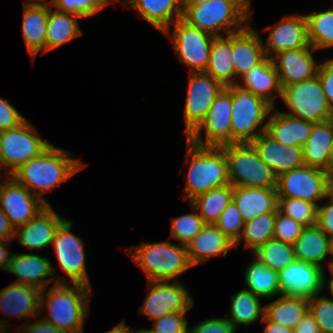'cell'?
<instances>
[{"label":"cell","instance_id":"obj_1","mask_svg":"<svg viewBox=\"0 0 333 333\" xmlns=\"http://www.w3.org/2000/svg\"><path fill=\"white\" fill-rule=\"evenodd\" d=\"M69 155L67 151L51 144L10 176L47 205H51L42 194L53 190L87 166Z\"/></svg>","mask_w":333,"mask_h":333},{"label":"cell","instance_id":"obj_2","mask_svg":"<svg viewBox=\"0 0 333 333\" xmlns=\"http://www.w3.org/2000/svg\"><path fill=\"white\" fill-rule=\"evenodd\" d=\"M91 289L92 287L82 284H73V287H70L64 279L56 278L49 289L47 287L41 292L40 313L46 307L48 309V315L41 318L62 331L84 333Z\"/></svg>","mask_w":333,"mask_h":333},{"label":"cell","instance_id":"obj_3","mask_svg":"<svg viewBox=\"0 0 333 333\" xmlns=\"http://www.w3.org/2000/svg\"><path fill=\"white\" fill-rule=\"evenodd\" d=\"M250 6V0H210L195 6H181L182 19L214 37L225 36L249 24L252 20ZM222 30L225 34L220 33Z\"/></svg>","mask_w":333,"mask_h":333},{"label":"cell","instance_id":"obj_4","mask_svg":"<svg viewBox=\"0 0 333 333\" xmlns=\"http://www.w3.org/2000/svg\"><path fill=\"white\" fill-rule=\"evenodd\" d=\"M190 157V158H189ZM185 197L190 201L213 188L230 184L227 160L222 147L201 146L187 139Z\"/></svg>","mask_w":333,"mask_h":333},{"label":"cell","instance_id":"obj_5","mask_svg":"<svg viewBox=\"0 0 333 333\" xmlns=\"http://www.w3.org/2000/svg\"><path fill=\"white\" fill-rule=\"evenodd\" d=\"M133 261L143 270L147 281H178L177 277L192 268L187 247L171 242L145 243L130 249Z\"/></svg>","mask_w":333,"mask_h":333},{"label":"cell","instance_id":"obj_6","mask_svg":"<svg viewBox=\"0 0 333 333\" xmlns=\"http://www.w3.org/2000/svg\"><path fill=\"white\" fill-rule=\"evenodd\" d=\"M224 150L229 182L234 187L276 188L278 176L250 143L228 144Z\"/></svg>","mask_w":333,"mask_h":333},{"label":"cell","instance_id":"obj_7","mask_svg":"<svg viewBox=\"0 0 333 333\" xmlns=\"http://www.w3.org/2000/svg\"><path fill=\"white\" fill-rule=\"evenodd\" d=\"M231 130L232 144L251 143L265 132L266 123L254 132L269 117L274 107L265 99L231 85Z\"/></svg>","mask_w":333,"mask_h":333},{"label":"cell","instance_id":"obj_8","mask_svg":"<svg viewBox=\"0 0 333 333\" xmlns=\"http://www.w3.org/2000/svg\"><path fill=\"white\" fill-rule=\"evenodd\" d=\"M281 99L290 109L283 112L311 123L333 119V108L328 103L318 75L282 88Z\"/></svg>","mask_w":333,"mask_h":333},{"label":"cell","instance_id":"obj_9","mask_svg":"<svg viewBox=\"0 0 333 333\" xmlns=\"http://www.w3.org/2000/svg\"><path fill=\"white\" fill-rule=\"evenodd\" d=\"M50 145L37 135L35 127L26 119L18 127L0 131V168H8L4 174L10 176Z\"/></svg>","mask_w":333,"mask_h":333},{"label":"cell","instance_id":"obj_10","mask_svg":"<svg viewBox=\"0 0 333 333\" xmlns=\"http://www.w3.org/2000/svg\"><path fill=\"white\" fill-rule=\"evenodd\" d=\"M231 112V85H229L217 95L205 119L187 139L201 146L221 147L232 144ZM203 129L206 135L205 141L201 137Z\"/></svg>","mask_w":333,"mask_h":333},{"label":"cell","instance_id":"obj_11","mask_svg":"<svg viewBox=\"0 0 333 333\" xmlns=\"http://www.w3.org/2000/svg\"><path fill=\"white\" fill-rule=\"evenodd\" d=\"M329 174L320 168L304 165L278 176V198H297L316 205L326 199Z\"/></svg>","mask_w":333,"mask_h":333},{"label":"cell","instance_id":"obj_12","mask_svg":"<svg viewBox=\"0 0 333 333\" xmlns=\"http://www.w3.org/2000/svg\"><path fill=\"white\" fill-rule=\"evenodd\" d=\"M150 289L139 312L151 321L173 312H188L194 305L192 295L180 281H148Z\"/></svg>","mask_w":333,"mask_h":333},{"label":"cell","instance_id":"obj_13","mask_svg":"<svg viewBox=\"0 0 333 333\" xmlns=\"http://www.w3.org/2000/svg\"><path fill=\"white\" fill-rule=\"evenodd\" d=\"M173 49L181 62L191 70L205 72L214 36L189 25L182 18L174 23Z\"/></svg>","mask_w":333,"mask_h":333},{"label":"cell","instance_id":"obj_14","mask_svg":"<svg viewBox=\"0 0 333 333\" xmlns=\"http://www.w3.org/2000/svg\"><path fill=\"white\" fill-rule=\"evenodd\" d=\"M188 92L184 107L186 136L205 119L217 95L225 87L205 72H189Z\"/></svg>","mask_w":333,"mask_h":333},{"label":"cell","instance_id":"obj_15","mask_svg":"<svg viewBox=\"0 0 333 333\" xmlns=\"http://www.w3.org/2000/svg\"><path fill=\"white\" fill-rule=\"evenodd\" d=\"M73 222L65 220L57 229L52 242L57 261L72 284L91 287L86 270L84 243L70 230Z\"/></svg>","mask_w":333,"mask_h":333},{"label":"cell","instance_id":"obj_16","mask_svg":"<svg viewBox=\"0 0 333 333\" xmlns=\"http://www.w3.org/2000/svg\"><path fill=\"white\" fill-rule=\"evenodd\" d=\"M325 271L318 265L295 260L278 272L280 295L308 300L320 295L327 281Z\"/></svg>","mask_w":333,"mask_h":333},{"label":"cell","instance_id":"obj_17","mask_svg":"<svg viewBox=\"0 0 333 333\" xmlns=\"http://www.w3.org/2000/svg\"><path fill=\"white\" fill-rule=\"evenodd\" d=\"M0 182V208L16 229L36 217L48 205L18 183L12 176Z\"/></svg>","mask_w":333,"mask_h":333},{"label":"cell","instance_id":"obj_18","mask_svg":"<svg viewBox=\"0 0 333 333\" xmlns=\"http://www.w3.org/2000/svg\"><path fill=\"white\" fill-rule=\"evenodd\" d=\"M269 29L266 42H263L264 52L268 58L281 51L312 47L308 40L305 15L284 16L274 26L265 27V31Z\"/></svg>","mask_w":333,"mask_h":333},{"label":"cell","instance_id":"obj_19","mask_svg":"<svg viewBox=\"0 0 333 333\" xmlns=\"http://www.w3.org/2000/svg\"><path fill=\"white\" fill-rule=\"evenodd\" d=\"M313 47L296 50H285L271 59L278 72L281 87L311 79L318 74L320 63L317 64L312 53Z\"/></svg>","mask_w":333,"mask_h":333},{"label":"cell","instance_id":"obj_20","mask_svg":"<svg viewBox=\"0 0 333 333\" xmlns=\"http://www.w3.org/2000/svg\"><path fill=\"white\" fill-rule=\"evenodd\" d=\"M66 219L48 205L36 217L15 229L19 244L32 249L43 250L52 245L55 233Z\"/></svg>","mask_w":333,"mask_h":333},{"label":"cell","instance_id":"obj_21","mask_svg":"<svg viewBox=\"0 0 333 333\" xmlns=\"http://www.w3.org/2000/svg\"><path fill=\"white\" fill-rule=\"evenodd\" d=\"M250 144L256 150L259 158L270 166L277 176L305 165L302 146H289L278 143L265 132Z\"/></svg>","mask_w":333,"mask_h":333},{"label":"cell","instance_id":"obj_22","mask_svg":"<svg viewBox=\"0 0 333 333\" xmlns=\"http://www.w3.org/2000/svg\"><path fill=\"white\" fill-rule=\"evenodd\" d=\"M50 3L43 1H24L22 34L31 60L42 51L46 53L47 21Z\"/></svg>","mask_w":333,"mask_h":333},{"label":"cell","instance_id":"obj_23","mask_svg":"<svg viewBox=\"0 0 333 333\" xmlns=\"http://www.w3.org/2000/svg\"><path fill=\"white\" fill-rule=\"evenodd\" d=\"M42 290L26 284L12 283L0 290V312L19 319L40 315Z\"/></svg>","mask_w":333,"mask_h":333},{"label":"cell","instance_id":"obj_24","mask_svg":"<svg viewBox=\"0 0 333 333\" xmlns=\"http://www.w3.org/2000/svg\"><path fill=\"white\" fill-rule=\"evenodd\" d=\"M7 271L18 277L13 283L32 285L41 290L46 289L54 279L52 276L56 275L48 258L34 253L12 254Z\"/></svg>","mask_w":333,"mask_h":333},{"label":"cell","instance_id":"obj_25","mask_svg":"<svg viewBox=\"0 0 333 333\" xmlns=\"http://www.w3.org/2000/svg\"><path fill=\"white\" fill-rule=\"evenodd\" d=\"M266 57L263 41L255 28L248 24L244 29L233 33L232 62L235 84L238 77L249 72Z\"/></svg>","mask_w":333,"mask_h":333},{"label":"cell","instance_id":"obj_26","mask_svg":"<svg viewBox=\"0 0 333 333\" xmlns=\"http://www.w3.org/2000/svg\"><path fill=\"white\" fill-rule=\"evenodd\" d=\"M191 265L207 262L210 257L226 256L234 243L215 225L205 224L186 246Z\"/></svg>","mask_w":333,"mask_h":333},{"label":"cell","instance_id":"obj_27","mask_svg":"<svg viewBox=\"0 0 333 333\" xmlns=\"http://www.w3.org/2000/svg\"><path fill=\"white\" fill-rule=\"evenodd\" d=\"M242 85L237 82L235 85L243 90L259 96L275 107V93L281 97L282 87L280 85L278 72L271 58L267 56L249 72L239 77ZM244 85V86H243Z\"/></svg>","mask_w":333,"mask_h":333},{"label":"cell","instance_id":"obj_28","mask_svg":"<svg viewBox=\"0 0 333 333\" xmlns=\"http://www.w3.org/2000/svg\"><path fill=\"white\" fill-rule=\"evenodd\" d=\"M233 201L239 209L244 223L261 214L278 211L276 188L233 186Z\"/></svg>","mask_w":333,"mask_h":333},{"label":"cell","instance_id":"obj_29","mask_svg":"<svg viewBox=\"0 0 333 333\" xmlns=\"http://www.w3.org/2000/svg\"><path fill=\"white\" fill-rule=\"evenodd\" d=\"M125 5L135 9L143 19L167 36H170L172 23L183 16L181 0H126Z\"/></svg>","mask_w":333,"mask_h":333},{"label":"cell","instance_id":"obj_30","mask_svg":"<svg viewBox=\"0 0 333 333\" xmlns=\"http://www.w3.org/2000/svg\"><path fill=\"white\" fill-rule=\"evenodd\" d=\"M314 123L292 117L282 111L269 116L265 133L278 143L303 146L311 134Z\"/></svg>","mask_w":333,"mask_h":333},{"label":"cell","instance_id":"obj_31","mask_svg":"<svg viewBox=\"0 0 333 333\" xmlns=\"http://www.w3.org/2000/svg\"><path fill=\"white\" fill-rule=\"evenodd\" d=\"M333 144V119L314 123L311 134L302 146L304 164L328 173V162Z\"/></svg>","mask_w":333,"mask_h":333},{"label":"cell","instance_id":"obj_32","mask_svg":"<svg viewBox=\"0 0 333 333\" xmlns=\"http://www.w3.org/2000/svg\"><path fill=\"white\" fill-rule=\"evenodd\" d=\"M296 260L309 262L322 268L331 255V238L317 225L306 226L293 244Z\"/></svg>","mask_w":333,"mask_h":333},{"label":"cell","instance_id":"obj_33","mask_svg":"<svg viewBox=\"0 0 333 333\" xmlns=\"http://www.w3.org/2000/svg\"><path fill=\"white\" fill-rule=\"evenodd\" d=\"M232 53L233 33L214 37L205 73L221 82L224 86L235 85Z\"/></svg>","mask_w":333,"mask_h":333},{"label":"cell","instance_id":"obj_34","mask_svg":"<svg viewBox=\"0 0 333 333\" xmlns=\"http://www.w3.org/2000/svg\"><path fill=\"white\" fill-rule=\"evenodd\" d=\"M80 18L82 17L72 13L61 12L56 9L52 11L50 6L46 26V53L81 36Z\"/></svg>","mask_w":333,"mask_h":333},{"label":"cell","instance_id":"obj_35","mask_svg":"<svg viewBox=\"0 0 333 333\" xmlns=\"http://www.w3.org/2000/svg\"><path fill=\"white\" fill-rule=\"evenodd\" d=\"M309 310V300L302 297L280 296L265 306L264 315L277 324L294 328Z\"/></svg>","mask_w":333,"mask_h":333},{"label":"cell","instance_id":"obj_36","mask_svg":"<svg viewBox=\"0 0 333 333\" xmlns=\"http://www.w3.org/2000/svg\"><path fill=\"white\" fill-rule=\"evenodd\" d=\"M233 200V186L227 184L213 188L206 193L196 196L190 201L205 224H215L224 209Z\"/></svg>","mask_w":333,"mask_h":333},{"label":"cell","instance_id":"obj_37","mask_svg":"<svg viewBox=\"0 0 333 333\" xmlns=\"http://www.w3.org/2000/svg\"><path fill=\"white\" fill-rule=\"evenodd\" d=\"M246 290L258 297L271 298L280 295L278 272L268 268L256 257L246 267L244 272Z\"/></svg>","mask_w":333,"mask_h":333},{"label":"cell","instance_id":"obj_38","mask_svg":"<svg viewBox=\"0 0 333 333\" xmlns=\"http://www.w3.org/2000/svg\"><path fill=\"white\" fill-rule=\"evenodd\" d=\"M259 297L253 292L244 289L231 296L230 317H226L233 325L244 324L247 327L264 317L265 306H262Z\"/></svg>","mask_w":333,"mask_h":333},{"label":"cell","instance_id":"obj_39","mask_svg":"<svg viewBox=\"0 0 333 333\" xmlns=\"http://www.w3.org/2000/svg\"><path fill=\"white\" fill-rule=\"evenodd\" d=\"M276 212L261 214L244 223L243 231L234 247L245 240V248L255 251L260 245L273 239Z\"/></svg>","mask_w":333,"mask_h":333},{"label":"cell","instance_id":"obj_40","mask_svg":"<svg viewBox=\"0 0 333 333\" xmlns=\"http://www.w3.org/2000/svg\"><path fill=\"white\" fill-rule=\"evenodd\" d=\"M306 16L308 40L315 50L333 47V8Z\"/></svg>","mask_w":333,"mask_h":333},{"label":"cell","instance_id":"obj_41","mask_svg":"<svg viewBox=\"0 0 333 333\" xmlns=\"http://www.w3.org/2000/svg\"><path fill=\"white\" fill-rule=\"evenodd\" d=\"M253 253L260 262L277 272L296 260L293 245L275 239L260 245Z\"/></svg>","mask_w":333,"mask_h":333},{"label":"cell","instance_id":"obj_42","mask_svg":"<svg viewBox=\"0 0 333 333\" xmlns=\"http://www.w3.org/2000/svg\"><path fill=\"white\" fill-rule=\"evenodd\" d=\"M278 211L303 226L317 224L318 205L297 198H278Z\"/></svg>","mask_w":333,"mask_h":333},{"label":"cell","instance_id":"obj_43","mask_svg":"<svg viewBox=\"0 0 333 333\" xmlns=\"http://www.w3.org/2000/svg\"><path fill=\"white\" fill-rule=\"evenodd\" d=\"M193 212L171 220V238L178 240L180 245L187 246L205 225L198 211L191 204Z\"/></svg>","mask_w":333,"mask_h":333},{"label":"cell","instance_id":"obj_44","mask_svg":"<svg viewBox=\"0 0 333 333\" xmlns=\"http://www.w3.org/2000/svg\"><path fill=\"white\" fill-rule=\"evenodd\" d=\"M56 10L72 13L82 18H89L100 12L107 5L102 0H49Z\"/></svg>","mask_w":333,"mask_h":333},{"label":"cell","instance_id":"obj_45","mask_svg":"<svg viewBox=\"0 0 333 333\" xmlns=\"http://www.w3.org/2000/svg\"><path fill=\"white\" fill-rule=\"evenodd\" d=\"M215 225L235 244L242 234L244 220L232 200L219 216Z\"/></svg>","mask_w":333,"mask_h":333},{"label":"cell","instance_id":"obj_46","mask_svg":"<svg viewBox=\"0 0 333 333\" xmlns=\"http://www.w3.org/2000/svg\"><path fill=\"white\" fill-rule=\"evenodd\" d=\"M309 312L313 315L321 333H333V300L316 295L309 299Z\"/></svg>","mask_w":333,"mask_h":333},{"label":"cell","instance_id":"obj_47","mask_svg":"<svg viewBox=\"0 0 333 333\" xmlns=\"http://www.w3.org/2000/svg\"><path fill=\"white\" fill-rule=\"evenodd\" d=\"M304 227L301 223L277 211L273 239L293 245Z\"/></svg>","mask_w":333,"mask_h":333},{"label":"cell","instance_id":"obj_48","mask_svg":"<svg viewBox=\"0 0 333 333\" xmlns=\"http://www.w3.org/2000/svg\"><path fill=\"white\" fill-rule=\"evenodd\" d=\"M187 312H173L153 320L152 333H188L189 328L185 314Z\"/></svg>","mask_w":333,"mask_h":333},{"label":"cell","instance_id":"obj_49","mask_svg":"<svg viewBox=\"0 0 333 333\" xmlns=\"http://www.w3.org/2000/svg\"><path fill=\"white\" fill-rule=\"evenodd\" d=\"M188 333H236L232 323L224 317L209 318L189 328Z\"/></svg>","mask_w":333,"mask_h":333},{"label":"cell","instance_id":"obj_50","mask_svg":"<svg viewBox=\"0 0 333 333\" xmlns=\"http://www.w3.org/2000/svg\"><path fill=\"white\" fill-rule=\"evenodd\" d=\"M25 120L15 107L0 97V131L18 127Z\"/></svg>","mask_w":333,"mask_h":333},{"label":"cell","instance_id":"obj_51","mask_svg":"<svg viewBox=\"0 0 333 333\" xmlns=\"http://www.w3.org/2000/svg\"><path fill=\"white\" fill-rule=\"evenodd\" d=\"M317 75L326 99L333 108V58L320 64Z\"/></svg>","mask_w":333,"mask_h":333},{"label":"cell","instance_id":"obj_52","mask_svg":"<svg viewBox=\"0 0 333 333\" xmlns=\"http://www.w3.org/2000/svg\"><path fill=\"white\" fill-rule=\"evenodd\" d=\"M329 202L318 205L317 226L324 231L330 238L333 237V199L328 195Z\"/></svg>","mask_w":333,"mask_h":333},{"label":"cell","instance_id":"obj_53","mask_svg":"<svg viewBox=\"0 0 333 333\" xmlns=\"http://www.w3.org/2000/svg\"><path fill=\"white\" fill-rule=\"evenodd\" d=\"M18 332L20 333H68L60 329L55 328L53 325L49 324L44 319L37 320L35 322H29L24 324V326H18Z\"/></svg>","mask_w":333,"mask_h":333},{"label":"cell","instance_id":"obj_54","mask_svg":"<svg viewBox=\"0 0 333 333\" xmlns=\"http://www.w3.org/2000/svg\"><path fill=\"white\" fill-rule=\"evenodd\" d=\"M294 333H321L318 324L309 310L293 328Z\"/></svg>","mask_w":333,"mask_h":333},{"label":"cell","instance_id":"obj_55","mask_svg":"<svg viewBox=\"0 0 333 333\" xmlns=\"http://www.w3.org/2000/svg\"><path fill=\"white\" fill-rule=\"evenodd\" d=\"M15 228L11 225L8 217L0 208V240H13Z\"/></svg>","mask_w":333,"mask_h":333},{"label":"cell","instance_id":"obj_56","mask_svg":"<svg viewBox=\"0 0 333 333\" xmlns=\"http://www.w3.org/2000/svg\"><path fill=\"white\" fill-rule=\"evenodd\" d=\"M261 322L265 323V329L263 333H294L292 328L271 322L265 315L261 319Z\"/></svg>","mask_w":333,"mask_h":333},{"label":"cell","instance_id":"obj_57","mask_svg":"<svg viewBox=\"0 0 333 333\" xmlns=\"http://www.w3.org/2000/svg\"><path fill=\"white\" fill-rule=\"evenodd\" d=\"M12 240H0V269L8 270L9 262L12 254H9L7 246ZM9 244V245H8Z\"/></svg>","mask_w":333,"mask_h":333},{"label":"cell","instance_id":"obj_58","mask_svg":"<svg viewBox=\"0 0 333 333\" xmlns=\"http://www.w3.org/2000/svg\"><path fill=\"white\" fill-rule=\"evenodd\" d=\"M107 333H128V327L124 321H121L118 325L107 331Z\"/></svg>","mask_w":333,"mask_h":333},{"label":"cell","instance_id":"obj_59","mask_svg":"<svg viewBox=\"0 0 333 333\" xmlns=\"http://www.w3.org/2000/svg\"><path fill=\"white\" fill-rule=\"evenodd\" d=\"M210 0H181V6H195L206 3Z\"/></svg>","mask_w":333,"mask_h":333},{"label":"cell","instance_id":"obj_60","mask_svg":"<svg viewBox=\"0 0 333 333\" xmlns=\"http://www.w3.org/2000/svg\"><path fill=\"white\" fill-rule=\"evenodd\" d=\"M327 195L333 199V174L328 177V190Z\"/></svg>","mask_w":333,"mask_h":333},{"label":"cell","instance_id":"obj_61","mask_svg":"<svg viewBox=\"0 0 333 333\" xmlns=\"http://www.w3.org/2000/svg\"><path fill=\"white\" fill-rule=\"evenodd\" d=\"M328 174H333V144L330 152L329 162H328Z\"/></svg>","mask_w":333,"mask_h":333},{"label":"cell","instance_id":"obj_62","mask_svg":"<svg viewBox=\"0 0 333 333\" xmlns=\"http://www.w3.org/2000/svg\"><path fill=\"white\" fill-rule=\"evenodd\" d=\"M8 326H9L8 321L0 320V333H10V331L7 330V329H9ZM7 331H9V332H7Z\"/></svg>","mask_w":333,"mask_h":333},{"label":"cell","instance_id":"obj_63","mask_svg":"<svg viewBox=\"0 0 333 333\" xmlns=\"http://www.w3.org/2000/svg\"><path fill=\"white\" fill-rule=\"evenodd\" d=\"M329 269H330V272H331L332 276L330 277V280L327 281L328 282L327 284H328V288L330 290V293L333 297V266H330Z\"/></svg>","mask_w":333,"mask_h":333},{"label":"cell","instance_id":"obj_64","mask_svg":"<svg viewBox=\"0 0 333 333\" xmlns=\"http://www.w3.org/2000/svg\"><path fill=\"white\" fill-rule=\"evenodd\" d=\"M128 333H152V331L151 329L144 328V329H139L138 331L135 332L134 329L128 328Z\"/></svg>","mask_w":333,"mask_h":333},{"label":"cell","instance_id":"obj_65","mask_svg":"<svg viewBox=\"0 0 333 333\" xmlns=\"http://www.w3.org/2000/svg\"><path fill=\"white\" fill-rule=\"evenodd\" d=\"M107 6L110 5L112 2H119L122 5L124 4L121 0H102Z\"/></svg>","mask_w":333,"mask_h":333},{"label":"cell","instance_id":"obj_66","mask_svg":"<svg viewBox=\"0 0 333 333\" xmlns=\"http://www.w3.org/2000/svg\"><path fill=\"white\" fill-rule=\"evenodd\" d=\"M331 255L333 257V237H331ZM328 265H329V267L333 266V260L332 259L329 261Z\"/></svg>","mask_w":333,"mask_h":333}]
</instances>
